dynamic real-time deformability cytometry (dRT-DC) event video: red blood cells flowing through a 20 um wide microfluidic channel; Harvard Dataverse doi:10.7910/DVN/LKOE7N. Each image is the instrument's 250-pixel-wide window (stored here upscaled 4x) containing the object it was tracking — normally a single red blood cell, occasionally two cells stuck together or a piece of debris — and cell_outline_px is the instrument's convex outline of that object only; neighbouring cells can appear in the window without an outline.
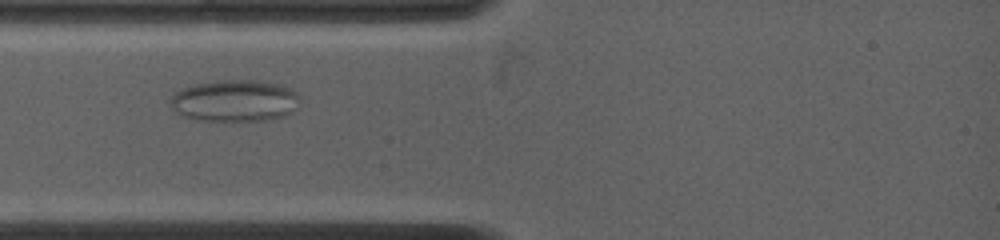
{"species": "common noctule bat (a hibernating species)", "species_latin": "Nyctalus noctula", "temperature_condition": "warm", "stored_images_in_passage": 30, "camera_frame_rate_fps": 4500, "um_per_image_px": 0.085, "animal": {"sex": "female", "body_mass_g": 19.0, "forearm_length_mm": 53.3}, "frame": {"image": 1, "passage_image": 5, "time_ms": 0.889, "image_size_px": [1000, 240], "cell_outline_px": [[300, 96], [292, 112], [284, 116], [264, 120], [196, 120], [184, 116], [176, 112], [168, 104], [172, 96], [180, 88], [196, 84], [220, 80], [256, 80], [280, 84], [296, 92]], "centroid_in_image_um": [19.92, 8.55], "position_along_channel_um": 65.1, "area_um2": 31.39}}
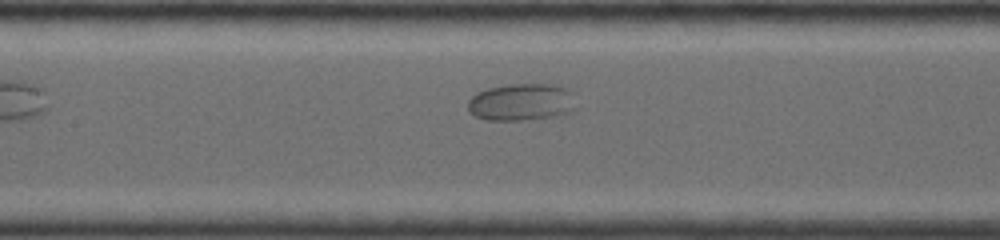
{"frame": {"image": 2, "passage_image": 16, "time_ms": 3.556, "image_size_px": [1000, 240], "cell_outline_px": [[576, 108], [572, 112], [560, 116], [520, 120], [488, 120], [476, 116], [468, 108], [468, 100], [472, 96], [488, 88], [508, 84], [552, 84], [568, 88], [572, 92]], "centroid_in_image_um": [44.39, 8.68], "position_along_channel_um": 163.0, "area_um2": 23.58}}
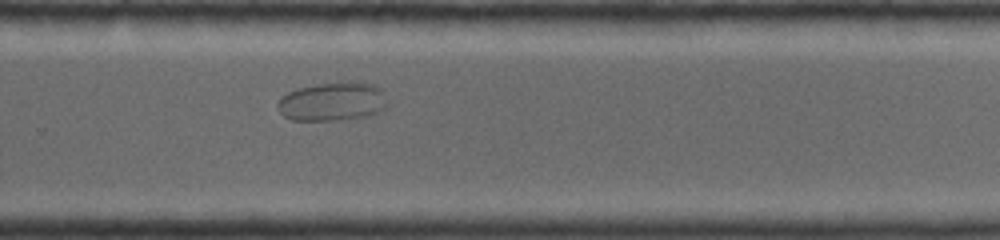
{"frame": {"image": 3, "passage_image": 30, "time_ms": 7.333, "image_size_px": [1000, 240], "cell_outline_px": [[388, 104], [380, 112], [368, 116], [332, 120], [292, 120], [284, 116], [280, 112], [276, 104], [288, 92], [300, 88], [316, 84], [376, 84], [384, 92], [388, 100]], "centroid_in_image_um": [28.29, 8.67], "position_along_channel_um": 301.5, "area_um2": 24.22}}